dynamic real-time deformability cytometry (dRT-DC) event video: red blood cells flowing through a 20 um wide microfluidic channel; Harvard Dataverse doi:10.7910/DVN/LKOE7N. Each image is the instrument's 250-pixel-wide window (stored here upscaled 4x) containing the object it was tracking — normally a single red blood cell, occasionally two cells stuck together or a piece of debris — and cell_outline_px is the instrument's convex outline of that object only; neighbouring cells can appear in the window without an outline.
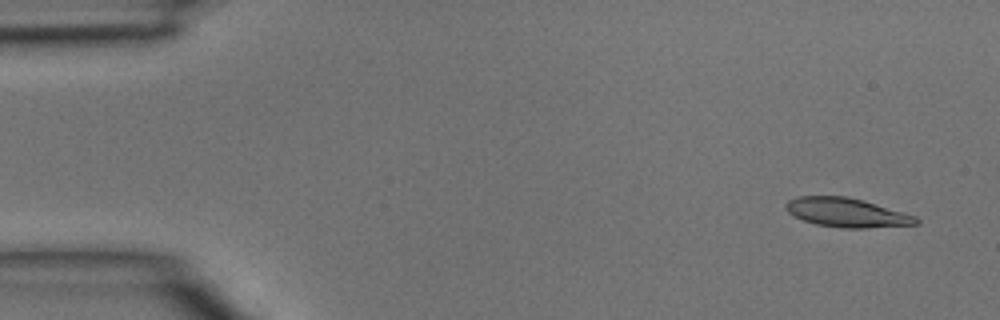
{"species": "common noctule bat (a hibernating species)", "species_latin": "Nyctalus noctula", "temperature_condition": "room temperature", "stored_images_in_passage": 4, "camera_frame_rate_fps": 3000, "um_per_image_px": 0.085, "animal": {"sex": "male", "body_mass_g": 15.6}, "frame": {"image": 1, "passage_image": 1, "time_ms": 0.0, "image_size_px": [1000, 320], "cell_outline_px": [[920, 224], [868, 228], [840, 228], [816, 224], [804, 220], [788, 212], [784, 208], [784, 204], [788, 200], [800, 196], [848, 196], [864, 200], [916, 216], [920, 220]], "centroid_in_image_um": [71.99, 18.07], "position_along_channel_um": 13.0, "area_um2": 22.2}}
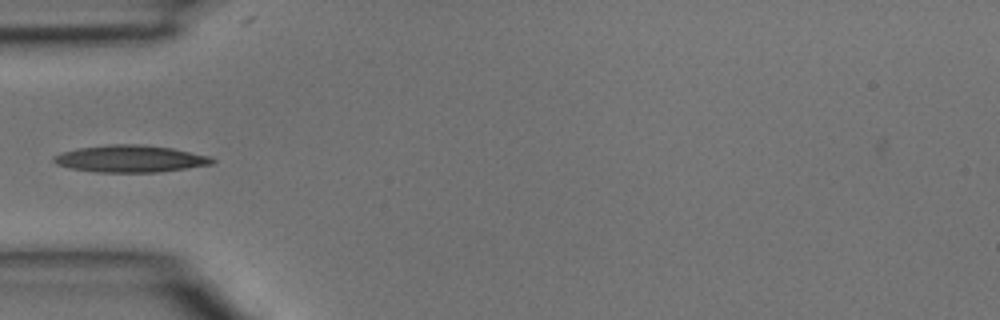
{"frame": {"image": 2, "passage_image": 4, "time_ms": 1.0, "image_size_px": [1000, 320], "cell_outline_px": [[216, 160], [212, 164], [160, 172], [96, 172], [68, 168], [56, 164], [52, 160], [52, 156], [64, 152], [80, 148], [108, 144], [140, 144], [172, 148], [212, 156]], "centroid_in_image_um": [11.09, 13.49], "position_along_channel_um": 73.9, "area_um2": 25.03}}